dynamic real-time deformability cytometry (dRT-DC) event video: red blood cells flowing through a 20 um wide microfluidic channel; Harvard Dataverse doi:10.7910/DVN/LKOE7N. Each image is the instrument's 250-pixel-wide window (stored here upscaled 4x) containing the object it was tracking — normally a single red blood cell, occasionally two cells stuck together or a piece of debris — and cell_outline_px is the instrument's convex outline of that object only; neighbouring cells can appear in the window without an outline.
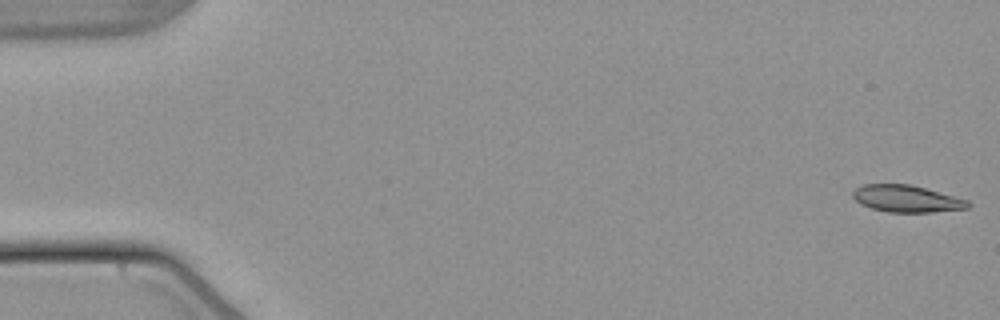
{"species": "common noctule bat (a hibernating species)", "species_latin": "Nyctalus noctula", "temperature_condition": "warm", "stored_images_in_passage": 54, "camera_frame_rate_fps": 3000, "um_per_image_px": 0.085, "animal": {"sex": "male", "body_mass_g": 21.5, "forearm_length_mm": 52.0}, "frame": {"image": 1, "passage_image": 1, "time_ms": 0.0, "image_size_px": [1000, 320], "cell_outline_px": [[972, 204], [968, 208], [932, 212], [888, 212], [872, 208], [860, 204], [852, 196], [852, 192], [856, 188], [864, 184], [908, 184], [924, 188], [968, 200]], "centroid_in_image_um": [77.05, 16.89], "position_along_channel_um": 8.0, "area_um2": 17.92}}
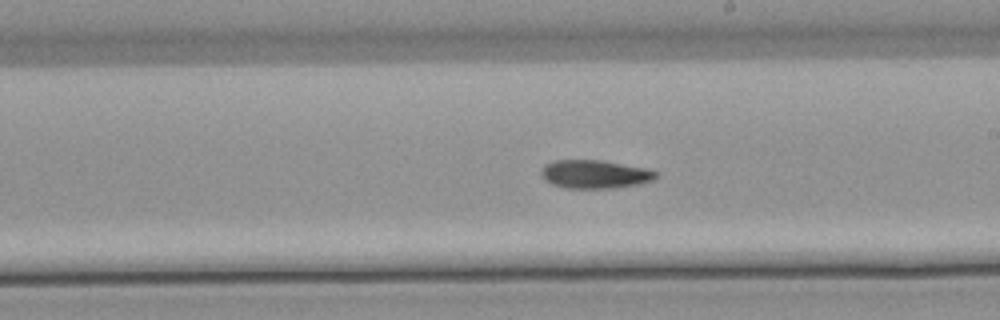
{"frame": {"image": 2, "passage_image": 31, "time_ms": 10.0, "image_size_px": [1000, 320], "cell_outline_px": [[656, 176], [652, 180], [636, 184], [616, 188], [564, 188], [552, 184], [544, 180], [540, 176], [540, 172], [544, 164], [552, 160], [600, 160], [644, 168], [656, 172]], "centroid_in_image_um": [50.46, 14.81], "position_along_channel_um": 238.5, "area_um2": 18.9}}
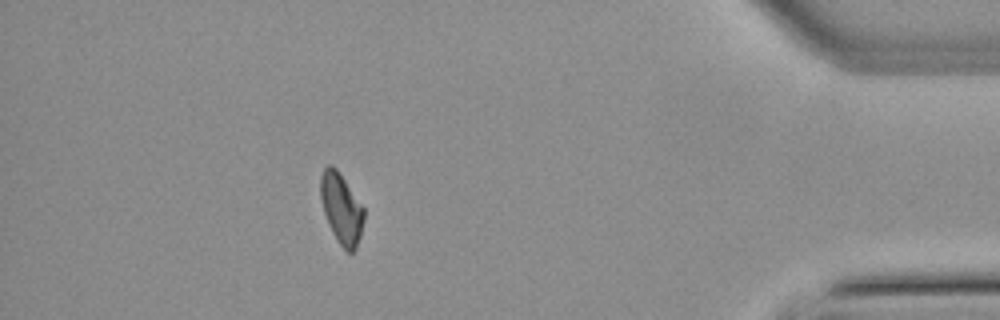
{"frame": {"image": 3, "passage_image": 48, "time_ms": 15.667, "image_size_px": [1000, 320], "cell_outline_px": [[364, 220], [360, 236], [356, 248], [352, 252], [348, 252], [336, 240], [328, 224], [324, 212], [320, 196], [320, 176], [324, 168], [328, 164], [332, 164], [336, 168], [364, 208]], "centroid_in_image_um": [29.0, 17.71], "position_along_channel_um": 406.2, "area_um2": 17.69}, "authors_computed_cell_mechanics": {"area_um2": 18.8428, "velocity_mm_per_s": 3.8204, "shape_relaxation_time_tau1_ms": 8.8739, "shape_relaxation_time_tau2_ms": null, "deformation_change_tau1": 0.1908, "deformation_change_tau2": null}}